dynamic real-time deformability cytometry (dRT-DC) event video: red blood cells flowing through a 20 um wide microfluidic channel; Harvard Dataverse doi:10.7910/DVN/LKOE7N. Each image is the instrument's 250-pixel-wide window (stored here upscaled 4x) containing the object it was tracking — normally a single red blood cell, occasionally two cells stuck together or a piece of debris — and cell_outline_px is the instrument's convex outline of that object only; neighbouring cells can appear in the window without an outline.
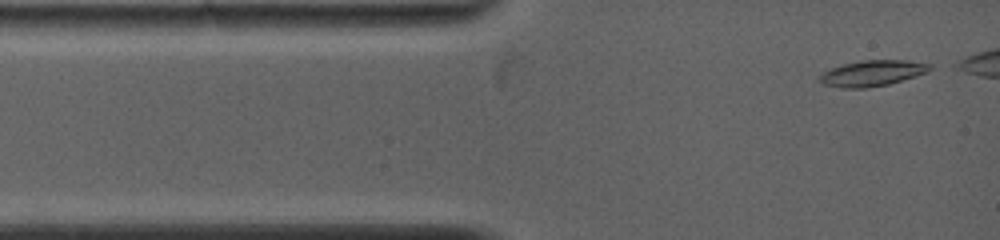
{"species": "common noctule bat (a hibernating species)", "species_latin": "Nyctalus noctula", "temperature_condition": "warm", "stored_images_in_passage": 16, "camera_frame_rate_fps": 5000, "um_per_image_px": 0.085, "animal": {"sex": "female", "body_mass_g": 19.0, "forearm_length_mm": 53.3}, "frame": {"image": 1, "passage_image": 1, "time_ms": 0.0, "image_size_px": [1000, 240], "cell_outline_px": [[932, 68], [928, 72], [916, 76], [888, 84], [864, 88], [840, 88], [824, 84], [820, 80], [820, 76], [824, 72], [832, 68], [844, 64], [860, 60], [908, 60], [932, 64]], "centroid_in_image_um": [74.19, 6.21], "position_along_channel_um": 10.8, "area_um2": 16.47}}
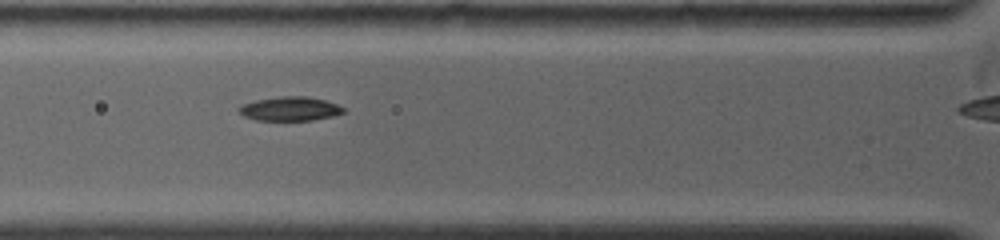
{"frame": {"image": 2, "passage_image": 7, "time_ms": 3.2, "image_size_px": [1000, 240], "cell_outline_px": [[344, 112], [332, 116], [312, 120], [256, 120], [244, 116], [236, 108], [240, 104], [256, 100], [280, 96], [308, 96], [324, 100], [336, 104], [344, 108]], "centroid_in_image_um": [24.6, 9.24], "position_along_channel_um": 101.2, "area_um2": 14.62}}
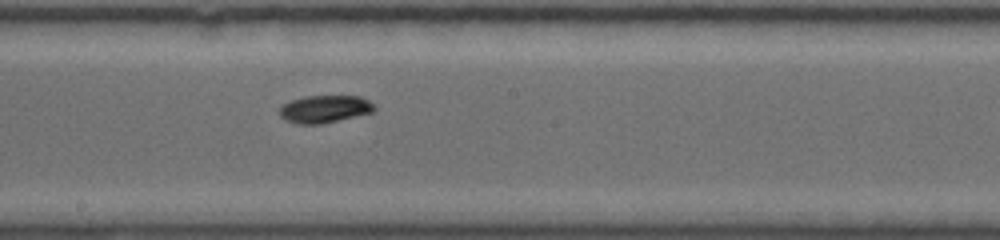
{"frame": {"image": 3, "passage_image": 15, "time_ms": 6.2, "image_size_px": [1000, 240], "cell_outline_px": [[376, 108], [372, 112], [320, 124], [296, 124], [284, 120], [280, 116], [280, 108], [284, 104], [292, 100], [308, 96], [360, 96], [368, 100]], "centroid_in_image_um": [27.57, 9.27], "position_along_channel_um": 220.6, "area_um2": 14.97}}